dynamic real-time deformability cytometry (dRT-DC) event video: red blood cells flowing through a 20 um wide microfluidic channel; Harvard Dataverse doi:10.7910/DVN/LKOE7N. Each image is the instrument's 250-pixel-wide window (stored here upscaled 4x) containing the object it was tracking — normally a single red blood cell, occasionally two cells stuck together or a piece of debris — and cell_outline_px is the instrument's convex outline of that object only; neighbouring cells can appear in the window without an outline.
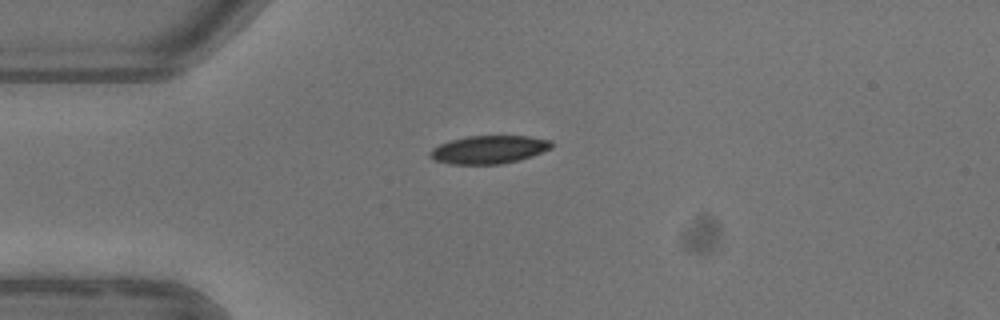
{"species": "common noctule bat (a hibernating species)", "species_latin": "Nyctalus noctula", "temperature_condition": "warm", "stored_images_in_passage": 3, "camera_frame_rate_fps": 3000, "um_per_image_px": 0.085, "animal": {"sex": "female"}, "frame": {"image": 1, "passage_image": 1, "time_ms": 0.0, "image_size_px": [1000, 320], "cell_outline_px": [[552, 148], [532, 156], [520, 160], [500, 164], [452, 164], [436, 160], [428, 156], [428, 152], [432, 148], [440, 144], [452, 140], [468, 136], [528, 136], [552, 140]], "centroid_in_image_um": [41.57, 12.71], "position_along_channel_um": 43.4, "area_um2": 19.88}}
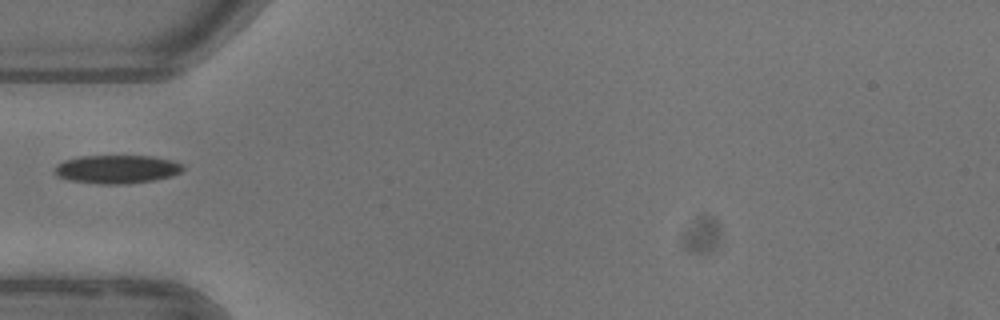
{"frame": {"image": 2, "passage_image": 2, "time_ms": 1.333, "image_size_px": [1000, 320], "cell_outline_px": [[184, 168], [180, 172], [172, 176], [152, 180], [120, 184], [100, 184], [68, 180], [60, 176], [56, 172], [56, 164], [64, 160], [80, 156], [152, 156], [172, 160], [184, 164]], "centroid_in_image_um": [9.96, 14.37], "position_along_channel_um": 75.0, "area_um2": 21.1}}
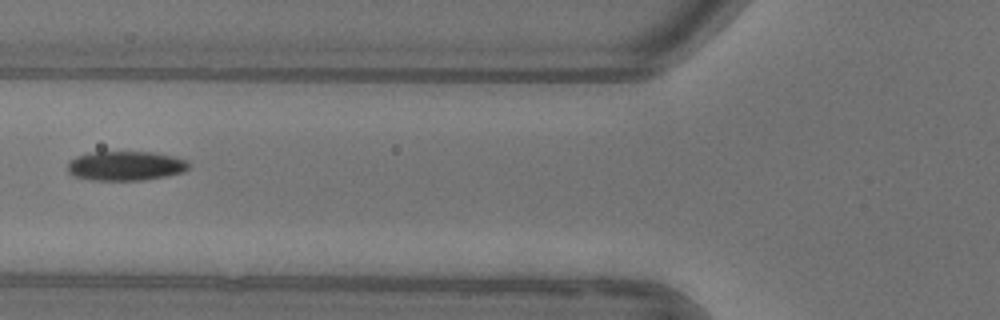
{"frame": {"image": 3, "passage_image": 3, "time_ms": 2.333, "image_size_px": [1000, 320], "cell_outline_px": [[188, 168], [184, 172], [164, 176], [140, 180], [92, 180], [72, 176], [68, 172], [68, 164], [76, 156], [92, 152], [156, 152], [172, 156], [184, 160], [188, 164]], "centroid_in_image_um": [10.64, 14.1], "position_along_channel_um": 115.2, "area_um2": 20.58}}